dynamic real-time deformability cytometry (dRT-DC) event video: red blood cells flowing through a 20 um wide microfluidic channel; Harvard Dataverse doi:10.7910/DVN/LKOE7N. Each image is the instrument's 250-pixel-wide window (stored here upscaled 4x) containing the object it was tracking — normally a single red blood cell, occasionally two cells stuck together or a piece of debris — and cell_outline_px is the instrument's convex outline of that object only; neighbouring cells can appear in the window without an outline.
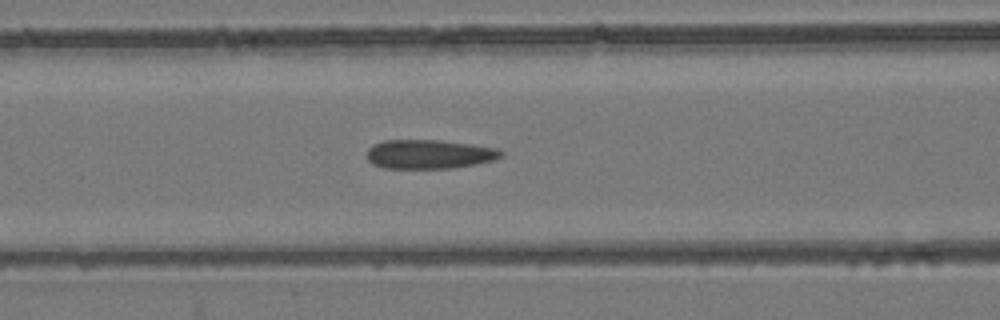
{"species": "common noctule bat (a hibernating species)", "species_latin": "Nyctalus noctula", "temperature_condition": "room temperature", "stored_images_in_passage": 14, "camera_frame_rate_fps": 3000, "um_per_image_px": 0.085, "animal": {"sex": "female", "body_mass_g": 24.6, "forearm_length_mm": 56.2}, "frame": {"image": 1, "passage_image": 10, "time_ms": 3.0, "image_size_px": [1000, 320], "cell_outline_px": [[504, 152], [496, 160], [476, 164], [452, 168], [384, 168], [372, 164], [368, 160], [368, 148], [372, 144], [384, 140], [440, 140], [472, 144], [496, 148]], "centroid_in_image_um": [36.48, 13.1], "position_along_channel_um": 130.1, "area_um2": 22.83}}